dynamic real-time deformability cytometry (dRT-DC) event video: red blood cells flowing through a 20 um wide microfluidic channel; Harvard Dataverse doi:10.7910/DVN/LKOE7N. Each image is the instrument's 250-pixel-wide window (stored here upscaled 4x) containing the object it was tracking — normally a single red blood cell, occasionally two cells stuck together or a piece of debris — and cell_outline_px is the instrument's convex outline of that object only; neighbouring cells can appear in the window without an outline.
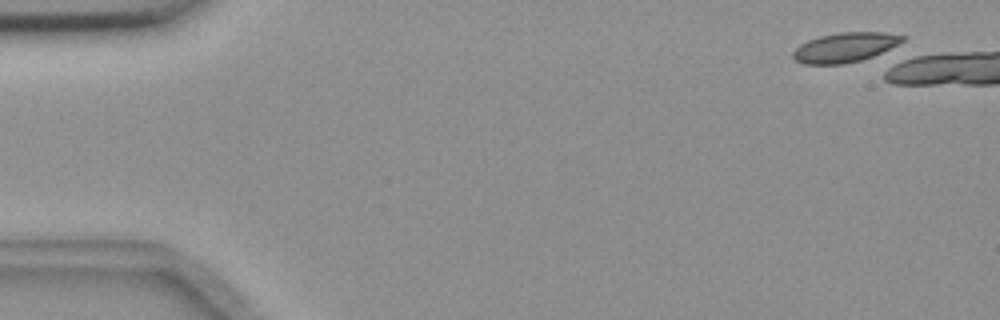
{"species": "common noctule bat (a hibernating species)", "species_latin": "Nyctalus noctula", "temperature_condition": "room temperature", "stored_images_in_passage": 1, "camera_frame_rate_fps": 3000, "um_per_image_px": 0.085, "animal": {"sex": "female", "body_mass_g": 18.4}, "frame": {"image": 1, "passage_image": 1, "time_ms": 0.0, "image_size_px": [1000, 320], "cell_outline_px": [[908, 36], [904, 40], [872, 56], [860, 60], [844, 64], [804, 64], [796, 60], [792, 56], [792, 52], [800, 44], [808, 40], [820, 36], [840, 32], [884, 32]], "centroid_in_image_um": [71.79, 4.02], "position_along_channel_um": 13.2, "area_um2": 18.67}}